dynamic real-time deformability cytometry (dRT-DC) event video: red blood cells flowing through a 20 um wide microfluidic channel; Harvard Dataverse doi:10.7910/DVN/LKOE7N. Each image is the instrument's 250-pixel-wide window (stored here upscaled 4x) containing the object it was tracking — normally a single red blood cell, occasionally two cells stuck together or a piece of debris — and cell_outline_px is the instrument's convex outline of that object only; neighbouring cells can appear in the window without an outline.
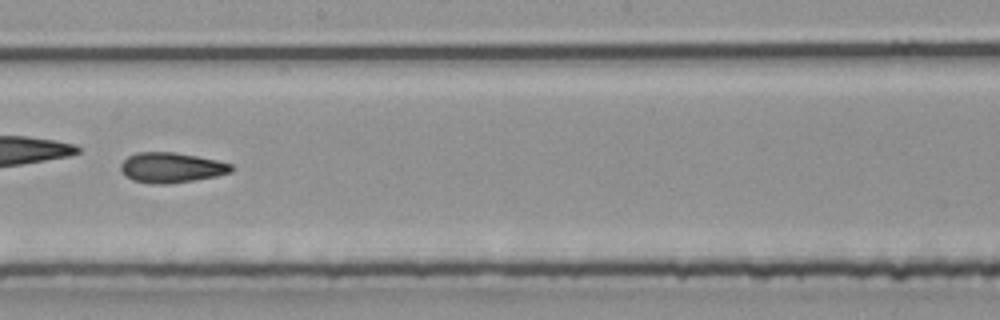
{"species": "common noctule bat (a hibernating species)", "species_latin": "Nyctalus noctula", "temperature_condition": "room temperature", "stored_images_in_passage": 46, "camera_frame_rate_fps": 3000, "um_per_image_px": 0.085, "animal": {"sex": "male", "body_mass_g": 20.4}, "frame": {"image": 1, "passage_image": 27, "time_ms": 8.667, "image_size_px": [1000, 320], "cell_outline_px": [[236, 168], [232, 172], [216, 176], [192, 180], [164, 184], [152, 184], [132, 180], [124, 176], [120, 168], [120, 164], [128, 156], [136, 152], [172, 152], [196, 156], [216, 160], [232, 164]], "centroid_in_image_um": [14.55, 14.24], "position_along_channel_um": 233.6, "area_um2": 19.48}}